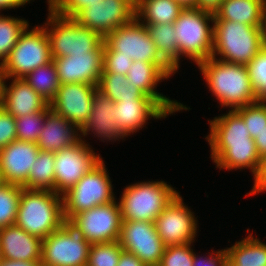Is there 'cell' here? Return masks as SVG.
Wrapping results in <instances>:
<instances>
[{"label":"cell","instance_id":"cell-1","mask_svg":"<svg viewBox=\"0 0 266 266\" xmlns=\"http://www.w3.org/2000/svg\"><path fill=\"white\" fill-rule=\"evenodd\" d=\"M209 91L223 107L235 110L259 101L249 78L247 66L213 57L198 65Z\"/></svg>","mask_w":266,"mask_h":266},{"label":"cell","instance_id":"cell-2","mask_svg":"<svg viewBox=\"0 0 266 266\" xmlns=\"http://www.w3.org/2000/svg\"><path fill=\"white\" fill-rule=\"evenodd\" d=\"M63 198L51 190L26 189L21 186V198L15 225L41 239L61 227Z\"/></svg>","mask_w":266,"mask_h":266},{"label":"cell","instance_id":"cell-3","mask_svg":"<svg viewBox=\"0 0 266 266\" xmlns=\"http://www.w3.org/2000/svg\"><path fill=\"white\" fill-rule=\"evenodd\" d=\"M260 27L214 20L211 57L246 66L265 45Z\"/></svg>","mask_w":266,"mask_h":266},{"label":"cell","instance_id":"cell-4","mask_svg":"<svg viewBox=\"0 0 266 266\" xmlns=\"http://www.w3.org/2000/svg\"><path fill=\"white\" fill-rule=\"evenodd\" d=\"M179 194L164 181L138 182L125 187L118 202L122 220L148 221L156 218Z\"/></svg>","mask_w":266,"mask_h":266},{"label":"cell","instance_id":"cell-5","mask_svg":"<svg viewBox=\"0 0 266 266\" xmlns=\"http://www.w3.org/2000/svg\"><path fill=\"white\" fill-rule=\"evenodd\" d=\"M209 21V22H208ZM214 14L195 8H184L175 20L178 63L181 55L188 57L197 65L212 56Z\"/></svg>","mask_w":266,"mask_h":266},{"label":"cell","instance_id":"cell-6","mask_svg":"<svg viewBox=\"0 0 266 266\" xmlns=\"http://www.w3.org/2000/svg\"><path fill=\"white\" fill-rule=\"evenodd\" d=\"M48 12V19L42 26L49 37L52 59L100 51L104 47V38L97 32L82 27L73 18L57 15L49 8Z\"/></svg>","mask_w":266,"mask_h":266},{"label":"cell","instance_id":"cell-7","mask_svg":"<svg viewBox=\"0 0 266 266\" xmlns=\"http://www.w3.org/2000/svg\"><path fill=\"white\" fill-rule=\"evenodd\" d=\"M90 246L81 228L64 217L61 227L42 239V266H87Z\"/></svg>","mask_w":266,"mask_h":266},{"label":"cell","instance_id":"cell-8","mask_svg":"<svg viewBox=\"0 0 266 266\" xmlns=\"http://www.w3.org/2000/svg\"><path fill=\"white\" fill-rule=\"evenodd\" d=\"M105 166L101 160L62 195L65 218L72 219L93 207L115 201L112 182Z\"/></svg>","mask_w":266,"mask_h":266},{"label":"cell","instance_id":"cell-9","mask_svg":"<svg viewBox=\"0 0 266 266\" xmlns=\"http://www.w3.org/2000/svg\"><path fill=\"white\" fill-rule=\"evenodd\" d=\"M29 27L20 35L17 44L3 62L7 78H23L37 67L52 61L50 41L46 29Z\"/></svg>","mask_w":266,"mask_h":266},{"label":"cell","instance_id":"cell-10","mask_svg":"<svg viewBox=\"0 0 266 266\" xmlns=\"http://www.w3.org/2000/svg\"><path fill=\"white\" fill-rule=\"evenodd\" d=\"M104 51H116L131 57L133 61L167 63L158 53L154 41L136 17L128 24L119 26L104 37Z\"/></svg>","mask_w":266,"mask_h":266},{"label":"cell","instance_id":"cell-11","mask_svg":"<svg viewBox=\"0 0 266 266\" xmlns=\"http://www.w3.org/2000/svg\"><path fill=\"white\" fill-rule=\"evenodd\" d=\"M55 153V192L63 195L103 158L82 139Z\"/></svg>","mask_w":266,"mask_h":266},{"label":"cell","instance_id":"cell-12","mask_svg":"<svg viewBox=\"0 0 266 266\" xmlns=\"http://www.w3.org/2000/svg\"><path fill=\"white\" fill-rule=\"evenodd\" d=\"M118 243L146 266H158L166 248L155 223L148 221L122 220Z\"/></svg>","mask_w":266,"mask_h":266},{"label":"cell","instance_id":"cell-13","mask_svg":"<svg viewBox=\"0 0 266 266\" xmlns=\"http://www.w3.org/2000/svg\"><path fill=\"white\" fill-rule=\"evenodd\" d=\"M135 7L134 0H102L100 3L88 5L73 19L104 38L119 26L130 23L135 18Z\"/></svg>","mask_w":266,"mask_h":266},{"label":"cell","instance_id":"cell-14","mask_svg":"<svg viewBox=\"0 0 266 266\" xmlns=\"http://www.w3.org/2000/svg\"><path fill=\"white\" fill-rule=\"evenodd\" d=\"M77 224L90 244L115 242L121 229V209L115 201L98 205L71 219Z\"/></svg>","mask_w":266,"mask_h":266},{"label":"cell","instance_id":"cell-15","mask_svg":"<svg viewBox=\"0 0 266 266\" xmlns=\"http://www.w3.org/2000/svg\"><path fill=\"white\" fill-rule=\"evenodd\" d=\"M197 219L178 194L156 218L155 226L159 238L166 245L194 243Z\"/></svg>","mask_w":266,"mask_h":266},{"label":"cell","instance_id":"cell-16","mask_svg":"<svg viewBox=\"0 0 266 266\" xmlns=\"http://www.w3.org/2000/svg\"><path fill=\"white\" fill-rule=\"evenodd\" d=\"M98 86L86 83L60 84L50 109L81 129L88 121Z\"/></svg>","mask_w":266,"mask_h":266},{"label":"cell","instance_id":"cell-17","mask_svg":"<svg viewBox=\"0 0 266 266\" xmlns=\"http://www.w3.org/2000/svg\"><path fill=\"white\" fill-rule=\"evenodd\" d=\"M176 71L168 63L133 61L128 73L127 83L138 87L146 96L157 99L171 114L188 110L187 106L171 100L156 91L157 84L174 75Z\"/></svg>","mask_w":266,"mask_h":266},{"label":"cell","instance_id":"cell-18","mask_svg":"<svg viewBox=\"0 0 266 266\" xmlns=\"http://www.w3.org/2000/svg\"><path fill=\"white\" fill-rule=\"evenodd\" d=\"M103 53L102 48L86 54L53 58L60 84L86 83L98 86L103 72Z\"/></svg>","mask_w":266,"mask_h":266},{"label":"cell","instance_id":"cell-19","mask_svg":"<svg viewBox=\"0 0 266 266\" xmlns=\"http://www.w3.org/2000/svg\"><path fill=\"white\" fill-rule=\"evenodd\" d=\"M37 143L15 140L0 149V170L6 184L24 186L39 154Z\"/></svg>","mask_w":266,"mask_h":266},{"label":"cell","instance_id":"cell-20","mask_svg":"<svg viewBox=\"0 0 266 266\" xmlns=\"http://www.w3.org/2000/svg\"><path fill=\"white\" fill-rule=\"evenodd\" d=\"M171 114L157 99L119 100L115 102L118 128L126 135L136 133L149 118H166Z\"/></svg>","mask_w":266,"mask_h":266},{"label":"cell","instance_id":"cell-21","mask_svg":"<svg viewBox=\"0 0 266 266\" xmlns=\"http://www.w3.org/2000/svg\"><path fill=\"white\" fill-rule=\"evenodd\" d=\"M42 239L17 225L0 229L1 259L14 261L41 260Z\"/></svg>","mask_w":266,"mask_h":266},{"label":"cell","instance_id":"cell-22","mask_svg":"<svg viewBox=\"0 0 266 266\" xmlns=\"http://www.w3.org/2000/svg\"><path fill=\"white\" fill-rule=\"evenodd\" d=\"M98 135L101 140H112L127 137L117 126L115 119V102L104 96L99 90L95 92L92 99V109L88 121L80 129L81 135H88V132Z\"/></svg>","mask_w":266,"mask_h":266},{"label":"cell","instance_id":"cell-23","mask_svg":"<svg viewBox=\"0 0 266 266\" xmlns=\"http://www.w3.org/2000/svg\"><path fill=\"white\" fill-rule=\"evenodd\" d=\"M79 132L80 129L76 125L50 109L46 113L44 127L38 137L37 146L40 151L56 153L78 143L81 140Z\"/></svg>","mask_w":266,"mask_h":266},{"label":"cell","instance_id":"cell-24","mask_svg":"<svg viewBox=\"0 0 266 266\" xmlns=\"http://www.w3.org/2000/svg\"><path fill=\"white\" fill-rule=\"evenodd\" d=\"M5 85L2 108L15 118L45 111L49 103L45 101L23 78H11Z\"/></svg>","mask_w":266,"mask_h":266},{"label":"cell","instance_id":"cell-25","mask_svg":"<svg viewBox=\"0 0 266 266\" xmlns=\"http://www.w3.org/2000/svg\"><path fill=\"white\" fill-rule=\"evenodd\" d=\"M210 133L206 138L213 158L227 143L249 140L250 134L243 118L235 111L229 110L223 116L208 120Z\"/></svg>","mask_w":266,"mask_h":266},{"label":"cell","instance_id":"cell-26","mask_svg":"<svg viewBox=\"0 0 266 266\" xmlns=\"http://www.w3.org/2000/svg\"><path fill=\"white\" fill-rule=\"evenodd\" d=\"M212 160L216 168L226 170L249 168L253 176L260 164V156L252 138L247 141L227 143Z\"/></svg>","mask_w":266,"mask_h":266},{"label":"cell","instance_id":"cell-27","mask_svg":"<svg viewBox=\"0 0 266 266\" xmlns=\"http://www.w3.org/2000/svg\"><path fill=\"white\" fill-rule=\"evenodd\" d=\"M264 0H224L214 20L261 26Z\"/></svg>","mask_w":266,"mask_h":266},{"label":"cell","instance_id":"cell-28","mask_svg":"<svg viewBox=\"0 0 266 266\" xmlns=\"http://www.w3.org/2000/svg\"><path fill=\"white\" fill-rule=\"evenodd\" d=\"M135 8V17L142 24L174 23L184 9L174 0H137Z\"/></svg>","mask_w":266,"mask_h":266},{"label":"cell","instance_id":"cell-29","mask_svg":"<svg viewBox=\"0 0 266 266\" xmlns=\"http://www.w3.org/2000/svg\"><path fill=\"white\" fill-rule=\"evenodd\" d=\"M225 250L232 266H266V244L252 233Z\"/></svg>","mask_w":266,"mask_h":266},{"label":"cell","instance_id":"cell-30","mask_svg":"<svg viewBox=\"0 0 266 266\" xmlns=\"http://www.w3.org/2000/svg\"><path fill=\"white\" fill-rule=\"evenodd\" d=\"M144 25L150 38L154 41L158 53L177 72L180 64H178V46L174 24Z\"/></svg>","mask_w":266,"mask_h":266},{"label":"cell","instance_id":"cell-31","mask_svg":"<svg viewBox=\"0 0 266 266\" xmlns=\"http://www.w3.org/2000/svg\"><path fill=\"white\" fill-rule=\"evenodd\" d=\"M98 90L113 102L119 100L155 99L146 96L138 87L127 83L126 75L102 73Z\"/></svg>","mask_w":266,"mask_h":266},{"label":"cell","instance_id":"cell-32","mask_svg":"<svg viewBox=\"0 0 266 266\" xmlns=\"http://www.w3.org/2000/svg\"><path fill=\"white\" fill-rule=\"evenodd\" d=\"M55 153L39 151L37 160L33 163L28 181L23 186L26 189L51 190L55 192Z\"/></svg>","mask_w":266,"mask_h":266},{"label":"cell","instance_id":"cell-33","mask_svg":"<svg viewBox=\"0 0 266 266\" xmlns=\"http://www.w3.org/2000/svg\"><path fill=\"white\" fill-rule=\"evenodd\" d=\"M23 79L48 103L54 99L60 87V81L53 60L37 67L23 77Z\"/></svg>","mask_w":266,"mask_h":266},{"label":"cell","instance_id":"cell-34","mask_svg":"<svg viewBox=\"0 0 266 266\" xmlns=\"http://www.w3.org/2000/svg\"><path fill=\"white\" fill-rule=\"evenodd\" d=\"M29 27L28 21L0 15V63L7 59L20 35Z\"/></svg>","mask_w":266,"mask_h":266},{"label":"cell","instance_id":"cell-35","mask_svg":"<svg viewBox=\"0 0 266 266\" xmlns=\"http://www.w3.org/2000/svg\"><path fill=\"white\" fill-rule=\"evenodd\" d=\"M21 198V186L4 184L0 188V229L14 225Z\"/></svg>","mask_w":266,"mask_h":266},{"label":"cell","instance_id":"cell-36","mask_svg":"<svg viewBox=\"0 0 266 266\" xmlns=\"http://www.w3.org/2000/svg\"><path fill=\"white\" fill-rule=\"evenodd\" d=\"M50 110V106L45 111H38L34 114L17 117L15 120L17 140L25 142H38V137L43 130L46 113Z\"/></svg>","mask_w":266,"mask_h":266},{"label":"cell","instance_id":"cell-37","mask_svg":"<svg viewBox=\"0 0 266 266\" xmlns=\"http://www.w3.org/2000/svg\"><path fill=\"white\" fill-rule=\"evenodd\" d=\"M123 251L118 241L91 244L87 266H117Z\"/></svg>","mask_w":266,"mask_h":266},{"label":"cell","instance_id":"cell-38","mask_svg":"<svg viewBox=\"0 0 266 266\" xmlns=\"http://www.w3.org/2000/svg\"><path fill=\"white\" fill-rule=\"evenodd\" d=\"M235 111L243 118L252 139L266 126V100H259Z\"/></svg>","mask_w":266,"mask_h":266},{"label":"cell","instance_id":"cell-39","mask_svg":"<svg viewBox=\"0 0 266 266\" xmlns=\"http://www.w3.org/2000/svg\"><path fill=\"white\" fill-rule=\"evenodd\" d=\"M246 66L255 95L259 100H266V45Z\"/></svg>","mask_w":266,"mask_h":266},{"label":"cell","instance_id":"cell-40","mask_svg":"<svg viewBox=\"0 0 266 266\" xmlns=\"http://www.w3.org/2000/svg\"><path fill=\"white\" fill-rule=\"evenodd\" d=\"M192 243L166 246L158 266H193Z\"/></svg>","mask_w":266,"mask_h":266},{"label":"cell","instance_id":"cell-41","mask_svg":"<svg viewBox=\"0 0 266 266\" xmlns=\"http://www.w3.org/2000/svg\"><path fill=\"white\" fill-rule=\"evenodd\" d=\"M102 0H50L48 8L57 15L66 18H73L79 11L93 5L100 3Z\"/></svg>","mask_w":266,"mask_h":266},{"label":"cell","instance_id":"cell-42","mask_svg":"<svg viewBox=\"0 0 266 266\" xmlns=\"http://www.w3.org/2000/svg\"><path fill=\"white\" fill-rule=\"evenodd\" d=\"M132 62L133 60L131 57L120 55V53H117L116 51H104L102 73H117L120 75H127Z\"/></svg>","mask_w":266,"mask_h":266},{"label":"cell","instance_id":"cell-43","mask_svg":"<svg viewBox=\"0 0 266 266\" xmlns=\"http://www.w3.org/2000/svg\"><path fill=\"white\" fill-rule=\"evenodd\" d=\"M16 118L0 108V149L17 140Z\"/></svg>","mask_w":266,"mask_h":266},{"label":"cell","instance_id":"cell-44","mask_svg":"<svg viewBox=\"0 0 266 266\" xmlns=\"http://www.w3.org/2000/svg\"><path fill=\"white\" fill-rule=\"evenodd\" d=\"M194 253L193 266H225L227 262V252L222 249L214 253H209V257H199ZM204 258V259H203Z\"/></svg>","mask_w":266,"mask_h":266},{"label":"cell","instance_id":"cell-45","mask_svg":"<svg viewBox=\"0 0 266 266\" xmlns=\"http://www.w3.org/2000/svg\"><path fill=\"white\" fill-rule=\"evenodd\" d=\"M224 0H196L195 9L214 14L220 9Z\"/></svg>","mask_w":266,"mask_h":266},{"label":"cell","instance_id":"cell-46","mask_svg":"<svg viewBox=\"0 0 266 266\" xmlns=\"http://www.w3.org/2000/svg\"><path fill=\"white\" fill-rule=\"evenodd\" d=\"M117 266H146L137 256L123 251Z\"/></svg>","mask_w":266,"mask_h":266},{"label":"cell","instance_id":"cell-47","mask_svg":"<svg viewBox=\"0 0 266 266\" xmlns=\"http://www.w3.org/2000/svg\"><path fill=\"white\" fill-rule=\"evenodd\" d=\"M257 152L261 157L266 156V126L259 133V135L254 139Z\"/></svg>","mask_w":266,"mask_h":266},{"label":"cell","instance_id":"cell-48","mask_svg":"<svg viewBox=\"0 0 266 266\" xmlns=\"http://www.w3.org/2000/svg\"><path fill=\"white\" fill-rule=\"evenodd\" d=\"M0 266H42V263L41 260L14 261L1 259Z\"/></svg>","mask_w":266,"mask_h":266},{"label":"cell","instance_id":"cell-49","mask_svg":"<svg viewBox=\"0 0 266 266\" xmlns=\"http://www.w3.org/2000/svg\"><path fill=\"white\" fill-rule=\"evenodd\" d=\"M30 1L31 0H0V11L18 8L24 6L27 2L30 3Z\"/></svg>","mask_w":266,"mask_h":266},{"label":"cell","instance_id":"cell-50","mask_svg":"<svg viewBox=\"0 0 266 266\" xmlns=\"http://www.w3.org/2000/svg\"><path fill=\"white\" fill-rule=\"evenodd\" d=\"M6 79L8 80L7 75L4 71L3 65L0 63V108L3 106Z\"/></svg>","mask_w":266,"mask_h":266},{"label":"cell","instance_id":"cell-51","mask_svg":"<svg viewBox=\"0 0 266 266\" xmlns=\"http://www.w3.org/2000/svg\"><path fill=\"white\" fill-rule=\"evenodd\" d=\"M260 28L262 31L264 44L266 45V0H264V4H263L262 22H261Z\"/></svg>","mask_w":266,"mask_h":266},{"label":"cell","instance_id":"cell-52","mask_svg":"<svg viewBox=\"0 0 266 266\" xmlns=\"http://www.w3.org/2000/svg\"><path fill=\"white\" fill-rule=\"evenodd\" d=\"M184 8H195L196 0H174Z\"/></svg>","mask_w":266,"mask_h":266},{"label":"cell","instance_id":"cell-53","mask_svg":"<svg viewBox=\"0 0 266 266\" xmlns=\"http://www.w3.org/2000/svg\"><path fill=\"white\" fill-rule=\"evenodd\" d=\"M5 184L3 176H2V172L0 170V188Z\"/></svg>","mask_w":266,"mask_h":266},{"label":"cell","instance_id":"cell-54","mask_svg":"<svg viewBox=\"0 0 266 266\" xmlns=\"http://www.w3.org/2000/svg\"><path fill=\"white\" fill-rule=\"evenodd\" d=\"M225 266H232V265L227 261Z\"/></svg>","mask_w":266,"mask_h":266}]
</instances>
